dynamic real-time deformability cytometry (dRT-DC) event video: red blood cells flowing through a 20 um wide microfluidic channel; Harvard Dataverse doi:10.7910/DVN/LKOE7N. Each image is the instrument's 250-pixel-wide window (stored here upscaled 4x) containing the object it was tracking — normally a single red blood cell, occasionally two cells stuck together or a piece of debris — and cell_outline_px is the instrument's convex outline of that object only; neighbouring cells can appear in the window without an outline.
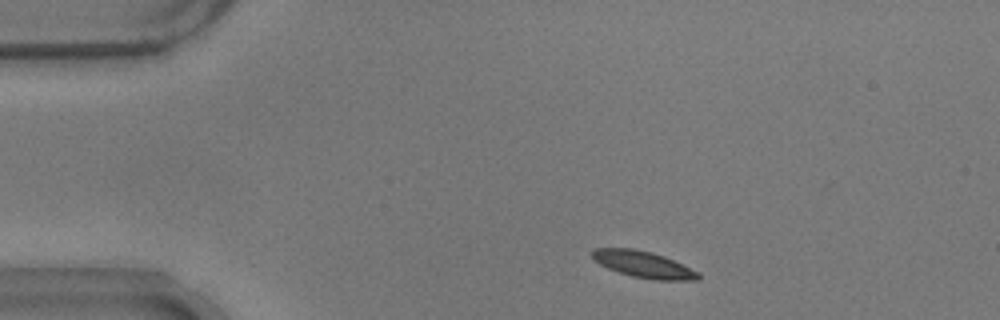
{"species": "common noctule bat (a hibernating species)", "species_latin": "Nyctalus noctula", "temperature_condition": "warm", "stored_images_in_passage": 46, "camera_frame_rate_fps": 3000, "um_per_image_px": 0.085, "animal": {"sex": "male", "body_mass_g": 17.9}, "frame": {"image": 1, "passage_image": 1, "time_ms": 0.0, "image_size_px": [1000, 320], "cell_outline_px": [[700, 280], [652, 280], [632, 276], [608, 268], [592, 260], [592, 248], [632, 248], [652, 252], [664, 256], [700, 272]], "centroid_in_image_um": [54.7, 22.47], "position_along_channel_um": 30.3, "area_um2": 16.47}}
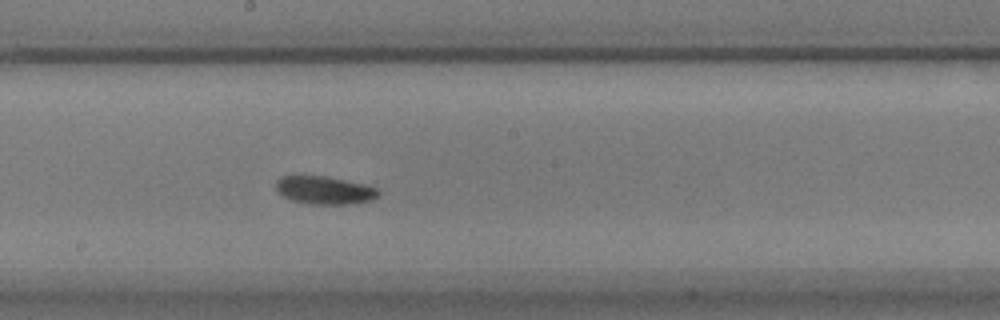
{"frame": {"image": 2, "passage_image": 21, "time_ms": 6.667, "image_size_px": [1000, 320], "cell_outline_px": [[380, 192], [372, 200], [348, 204], [308, 204], [292, 200], [284, 196], [276, 188], [276, 180], [280, 176], [324, 176], [344, 180], [376, 188]], "centroid_in_image_um": [27.55, 16.17], "position_along_channel_um": 220.7, "area_um2": 16.36}}
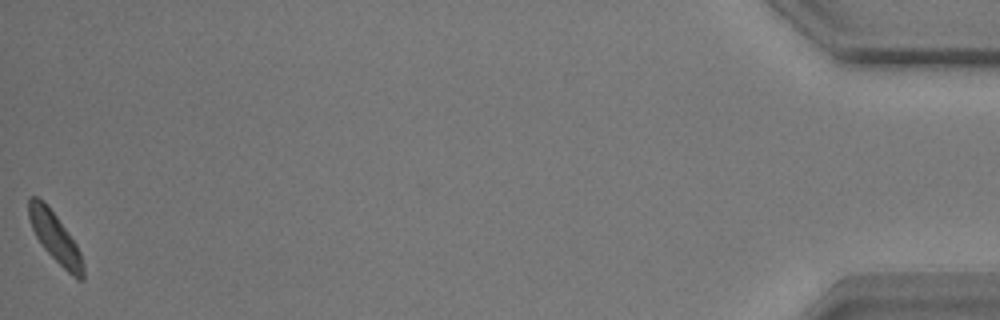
{"frame": {"image": 3, "passage_image": 46, "time_ms": 15.0, "image_size_px": [1000, 320], "cell_outline_px": [[84, 280], [76, 280], [44, 248], [36, 236], [32, 228], [28, 216], [28, 196], [36, 196], [56, 216], [68, 232], [76, 244], [80, 252], [84, 264]], "centroid_in_image_um": [4.7, 20.23], "position_along_channel_um": 430.5, "area_um2": 15.43}, "authors_computed_cell_mechanics": {"area_um2": 16.2707, "velocity_mm_per_s": 3.6622, "shape_relaxation_time_tau1_ms": 2.7567, "shape_relaxation_time_tau2_ms": null, "deformation_change_tau1": 0.0744, "deformation_change_tau2": null}}